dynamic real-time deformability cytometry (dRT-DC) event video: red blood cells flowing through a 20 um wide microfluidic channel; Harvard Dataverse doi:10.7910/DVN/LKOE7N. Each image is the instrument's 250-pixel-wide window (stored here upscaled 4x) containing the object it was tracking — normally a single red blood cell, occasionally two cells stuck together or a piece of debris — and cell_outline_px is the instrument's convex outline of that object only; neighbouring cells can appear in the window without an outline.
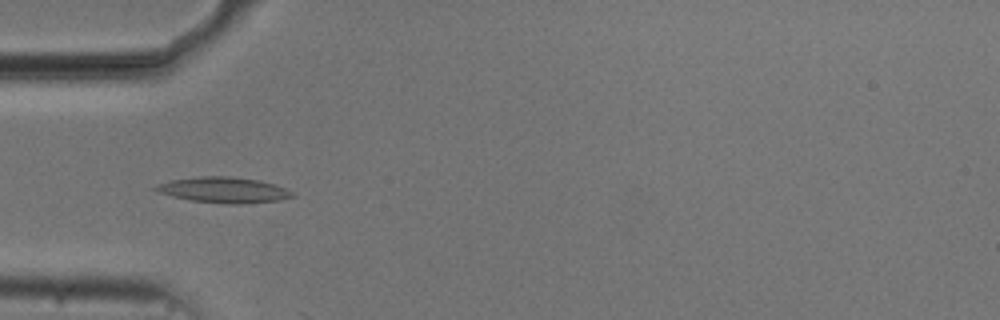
{"species": "common noctule bat (a hibernating species)", "species_latin": "Nyctalus noctula", "temperature_condition": "cold", "stored_images_in_passage": 34, "camera_frame_rate_fps": 3000, "um_per_image_px": 0.085, "animal": {"sex": "male", "body_mass_g": 20.5, "forearm_length_mm": 52.5}, "frame": {"image": 1, "passage_image": 3, "time_ms": 0.667, "image_size_px": [1000, 320], "cell_outline_px": [[296, 196], [280, 200], [240, 204], [228, 204], [192, 200], [172, 196], [160, 192], [152, 188], [156, 184], [172, 180], [200, 176], [228, 176], [260, 180], [276, 184], [292, 192]], "centroid_in_image_um": [19.04, 16.14], "position_along_channel_um": 66.0, "area_um2": 20.35}}
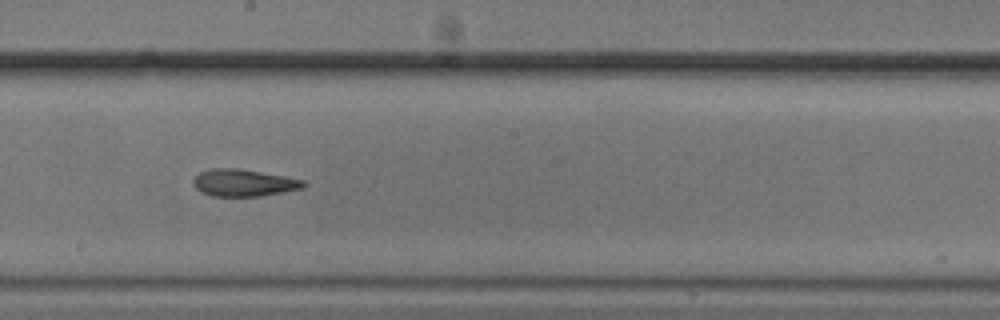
{"frame": {"image": 2, "passage_image": 16, "time_ms": 5.0, "image_size_px": [1000, 320], "cell_outline_px": [[308, 184], [304, 188], [260, 196], [212, 196], [200, 192], [192, 184], [192, 180], [200, 172], [208, 168], [236, 168], [284, 176], [304, 180]], "centroid_in_image_um": [20.69, 15.54], "position_along_channel_um": 227.5, "area_um2": 17.46}}
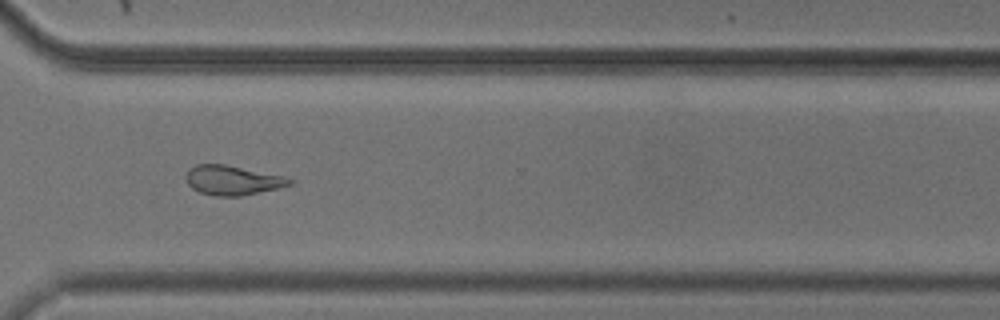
{"frame": {"image": 3, "passage_image": 26, "time_ms": 8.333, "image_size_px": [1000, 320], "cell_outline_px": [[292, 184], [280, 188], [240, 196], [216, 196], [200, 192], [192, 188], [188, 184], [184, 176], [188, 168], [196, 164], [224, 164], [284, 176], [292, 180]], "centroid_in_image_um": [19.73, 15.32], "position_along_channel_um": 350.9, "area_um2": 17.86}, "authors_computed_cell_mechanics": {"area_um2": 17.4845, "velocity_mm_per_s": 3.7198, "shape_relaxation_time_tau1_ms": null, "shape_relaxation_time_tau2_ms": 5.9575, "deformation_change_tau1": null, "deformation_change_tau2": 0.1421}}